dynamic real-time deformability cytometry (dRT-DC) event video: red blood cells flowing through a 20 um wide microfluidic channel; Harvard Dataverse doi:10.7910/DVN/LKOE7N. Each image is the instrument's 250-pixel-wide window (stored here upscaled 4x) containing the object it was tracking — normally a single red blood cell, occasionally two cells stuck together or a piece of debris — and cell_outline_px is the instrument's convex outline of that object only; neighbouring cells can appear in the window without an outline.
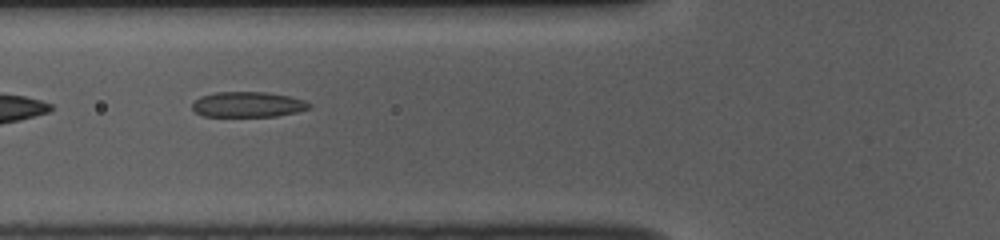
{"species": "common noctule bat (a hibernating species)", "species_latin": "Nyctalus noctula", "temperature_condition": "room temperature", "stored_images_in_passage": 37, "camera_frame_rate_fps": 3000, "um_per_image_px": 0.085, "animal": {"sex": "female", "body_mass_g": 10.0, "forearm_length_mm": 53.1}, "frame": {"image": 1, "passage_image": 4, "time_ms": 1.0, "image_size_px": [1000, 240], "cell_outline_px": [[312, 108], [296, 112], [276, 116], [204, 116], [196, 112], [192, 108], [192, 104], [200, 96], [216, 92], [268, 92], [288, 96], [304, 100], [312, 104]], "centroid_in_image_um": [21.09, 8.88], "position_along_channel_um": 104.7, "area_um2": 17.28}}
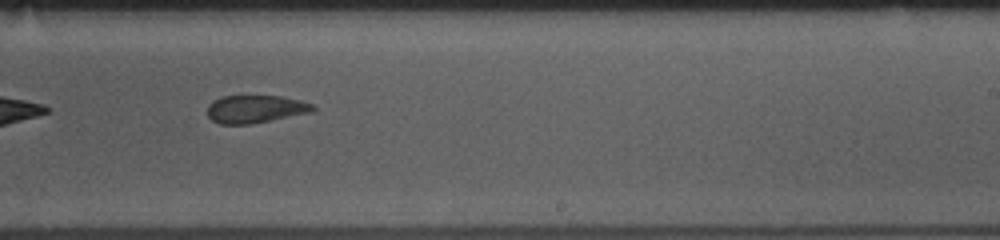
{"frame": {"image": 2, "passage_image": 17, "time_ms": 5.333, "image_size_px": [1000, 240], "cell_outline_px": [[316, 108], [312, 112], [252, 124], [220, 124], [212, 120], [208, 116], [208, 104], [212, 100], [220, 96], [280, 96], [300, 100], [312, 104]], "centroid_in_image_um": [21.69, 9.27], "position_along_channel_um": 267.3, "area_um2": 17.17}}
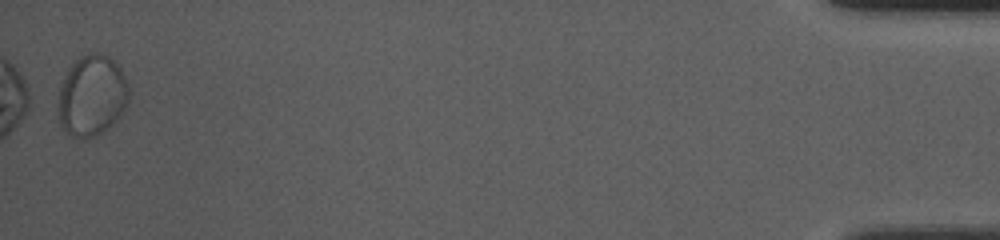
{"frame": {"image": 3, "passage_image": 37, "time_ms": 12.0, "image_size_px": [1000, 240], "cell_outline_px": [[128, 104], [120, 116], [112, 124], [96, 136], [80, 140], [64, 132], [60, 124], [56, 112], [60, 88], [68, 68], [80, 56], [92, 52], [96, 52], [108, 56], [116, 60], [128, 84]], "centroid_in_image_um": [7.79, 8.15], "position_along_channel_um": 427.4, "area_um2": 33.87}, "authors_computed_cell_mechanics": {"area_um2": 18.3804, "velocity_mm_per_s": 3.7478, "shape_relaxation_time_tau1_ms": 2.6361, "shape_relaxation_time_tau2_ms": 1.6604, "deformation_change_tau1": 0.0823, "deformation_change_tau2": 0.0773}}